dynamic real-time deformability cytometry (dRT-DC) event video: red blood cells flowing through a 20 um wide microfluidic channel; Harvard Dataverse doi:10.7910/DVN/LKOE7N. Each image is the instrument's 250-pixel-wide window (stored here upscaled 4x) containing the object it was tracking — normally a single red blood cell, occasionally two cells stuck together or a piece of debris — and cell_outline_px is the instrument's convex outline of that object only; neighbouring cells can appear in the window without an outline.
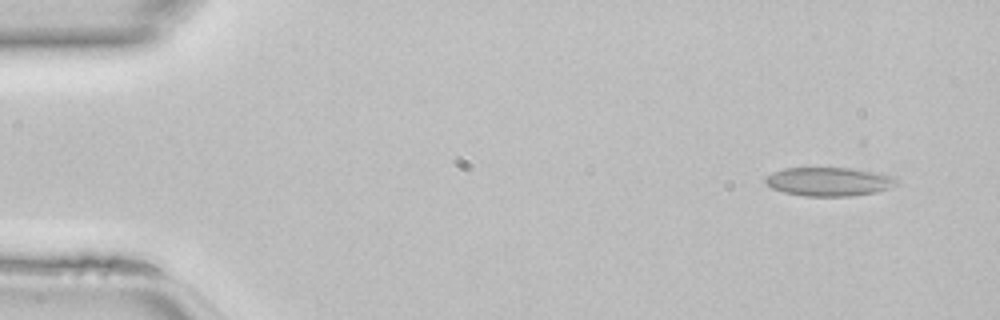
{"species": "common noctule bat (a hibernating species)", "species_latin": "Nyctalus noctula", "temperature_condition": "room temperature", "stored_images_in_passage": 43, "camera_frame_rate_fps": 3000, "um_per_image_px": 0.085, "animal": {"sex": "female", "body_mass_g": 22.7, "forearm_length_mm": 54.2}, "frame": {"image": 1, "passage_image": 1, "time_ms": 0.0, "image_size_px": [1000, 320], "cell_outline_px": [[900, 184], [876, 192], [852, 196], [804, 196], [784, 192], [772, 188], [764, 184], [764, 176], [772, 172], [784, 168], [852, 168], [876, 172], [892, 176], [900, 180]], "centroid_in_image_um": [70.45, 15.43], "position_along_channel_um": 14.5, "area_um2": 22.25}}
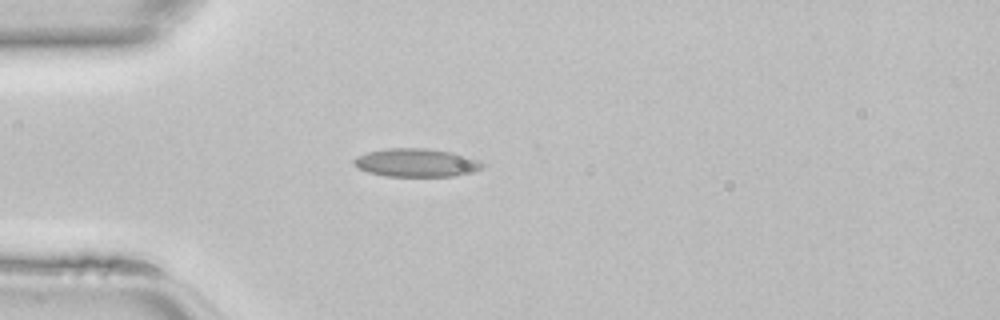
{"frame": {"image": 2, "passage_image": 10, "time_ms": 3.0, "image_size_px": [1000, 320], "cell_outline_px": [[484, 164], [480, 168], [472, 172], [456, 176], [384, 176], [368, 172], [360, 168], [352, 160], [356, 156], [368, 152], [388, 148], [424, 148], [452, 152], [468, 156]], "centroid_in_image_um": [35.37, 13.83], "position_along_channel_um": 49.6, "area_um2": 20.98}}
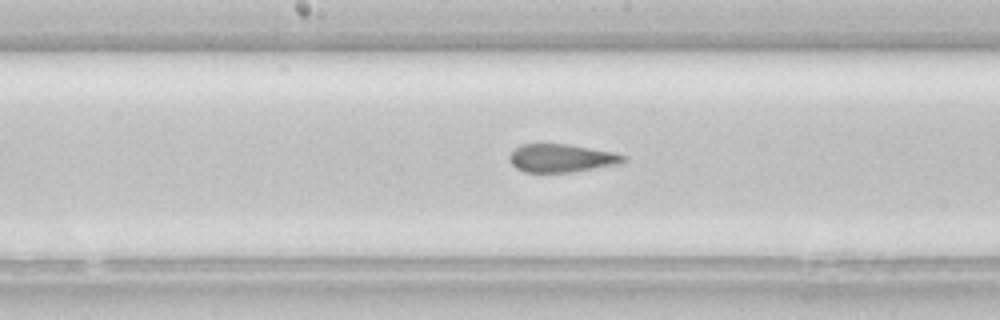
{"frame": {"image": 3, "passage_image": 21, "time_ms": 6.667, "image_size_px": [1000, 320], "cell_outline_px": [[628, 156], [624, 160], [616, 164], [572, 172], [524, 172], [516, 168], [512, 164], [508, 156], [520, 144], [568, 144], [612, 152]], "centroid_in_image_um": [47.68, 13.44], "position_along_channel_um": 200.5, "area_um2": 18.44}}